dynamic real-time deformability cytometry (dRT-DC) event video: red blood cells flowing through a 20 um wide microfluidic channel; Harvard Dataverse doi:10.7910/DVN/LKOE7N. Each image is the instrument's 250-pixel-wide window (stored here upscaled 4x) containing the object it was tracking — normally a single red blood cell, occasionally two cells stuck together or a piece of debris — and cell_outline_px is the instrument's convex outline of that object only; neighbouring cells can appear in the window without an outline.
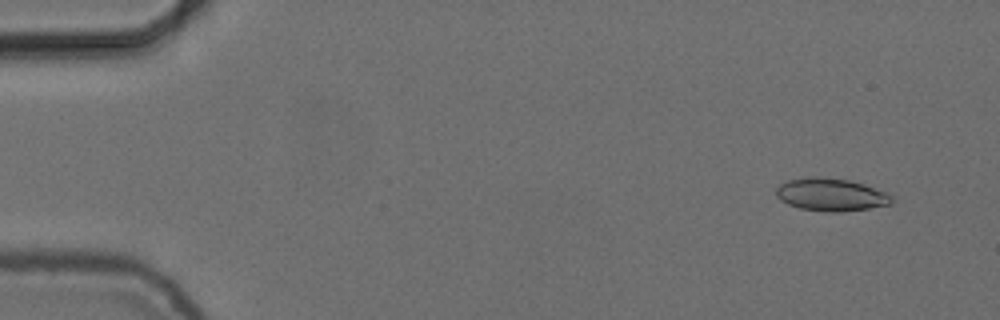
{"species": "common noctule bat (a hibernating species)", "species_latin": "Nyctalus noctula", "temperature_condition": "cold", "stored_images_in_passage": 10, "camera_frame_rate_fps": 3000, "um_per_image_px": 0.085, "animal": {"sex": "female", "body_mass_g": 24.6, "forearm_length_mm": 56.2}, "frame": {"image": 1, "passage_image": 2, "time_ms": 0.333, "image_size_px": [1000, 320], "cell_outline_px": [[892, 204], [868, 208], [840, 212], [824, 212], [800, 208], [788, 204], [780, 200], [776, 196], [776, 188], [780, 184], [788, 180], [808, 176], [820, 176], [848, 180], [864, 184], [884, 192], [892, 196]], "centroid_in_image_um": [70.59, 16.54], "position_along_channel_um": 14.4, "area_um2": 22.08}}